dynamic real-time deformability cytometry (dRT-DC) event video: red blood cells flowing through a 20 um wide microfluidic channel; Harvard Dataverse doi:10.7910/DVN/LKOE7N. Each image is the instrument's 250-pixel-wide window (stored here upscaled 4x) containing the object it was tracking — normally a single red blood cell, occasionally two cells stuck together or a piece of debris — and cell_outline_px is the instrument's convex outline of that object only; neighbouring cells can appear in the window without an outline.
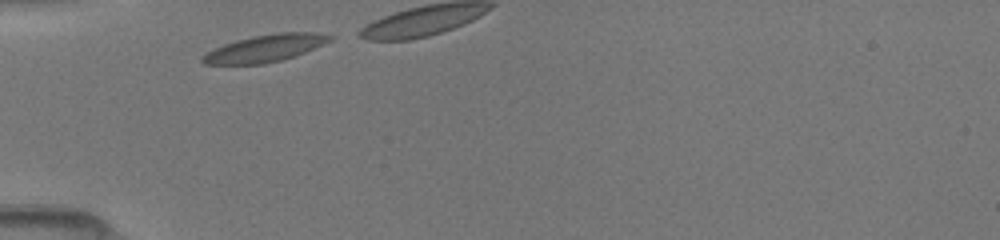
{"species": "common noctule bat (a hibernating species)", "species_latin": "Nyctalus noctula", "temperature_condition": "room temperature", "stored_images_in_passage": 4, "camera_frame_rate_fps": 3000, "um_per_image_px": 0.085, "animal": {"sex": "female", "body_mass_g": 19.5, "forearm_length_mm": 54.1}, "frame": {"image": 1, "passage_image": 1, "time_ms": 0.0, "image_size_px": [1000, 240], "cell_outline_px": [[336, 36], [332, 40], [304, 52], [280, 60], [264, 64], [204, 64], [200, 60], [200, 56], [204, 52], [224, 44], [236, 40], [252, 36], [276, 32], [316, 32]], "centroid_in_image_um": [22.5, 4.09], "position_along_channel_um": 62.5, "area_um2": 20.23}}